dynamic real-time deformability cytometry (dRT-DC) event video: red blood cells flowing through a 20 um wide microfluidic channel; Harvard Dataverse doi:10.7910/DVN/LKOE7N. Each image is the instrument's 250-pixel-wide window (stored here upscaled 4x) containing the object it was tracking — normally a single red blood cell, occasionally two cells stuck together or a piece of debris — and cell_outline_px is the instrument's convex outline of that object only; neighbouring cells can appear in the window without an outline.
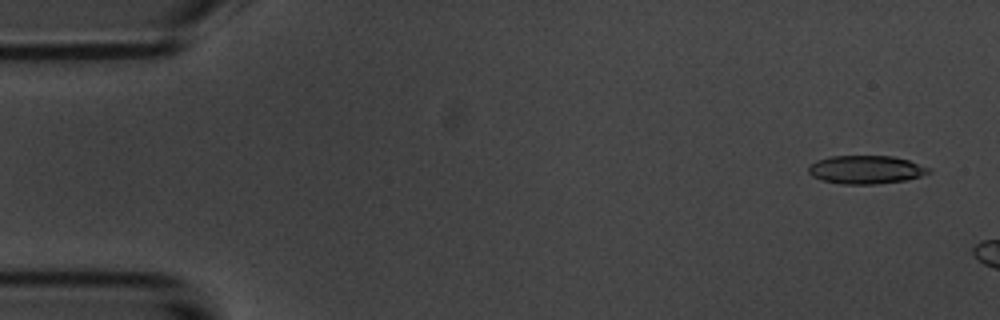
{"species": "common noctule bat (a hibernating species)", "species_latin": "Nyctalus noctula", "temperature_condition": "room temperature", "stored_images_in_passage": 2, "camera_frame_rate_fps": 3000, "um_per_image_px": 0.085, "animal": {"sex": "male", "body_mass_g": 20.1, "forearm_length_mm": 53.5}, "frame": {"image": 1, "passage_image": 1, "time_ms": 0.0, "image_size_px": [1000, 320], "cell_outline_px": [[932, 172], [908, 180], [876, 184], [840, 184], [820, 180], [812, 176], [808, 172], [808, 164], [816, 160], [828, 156], [892, 156], [908, 160], [932, 168]], "centroid_in_image_um": [73.58, 14.42], "position_along_channel_um": 11.4, "area_um2": 20.17}}